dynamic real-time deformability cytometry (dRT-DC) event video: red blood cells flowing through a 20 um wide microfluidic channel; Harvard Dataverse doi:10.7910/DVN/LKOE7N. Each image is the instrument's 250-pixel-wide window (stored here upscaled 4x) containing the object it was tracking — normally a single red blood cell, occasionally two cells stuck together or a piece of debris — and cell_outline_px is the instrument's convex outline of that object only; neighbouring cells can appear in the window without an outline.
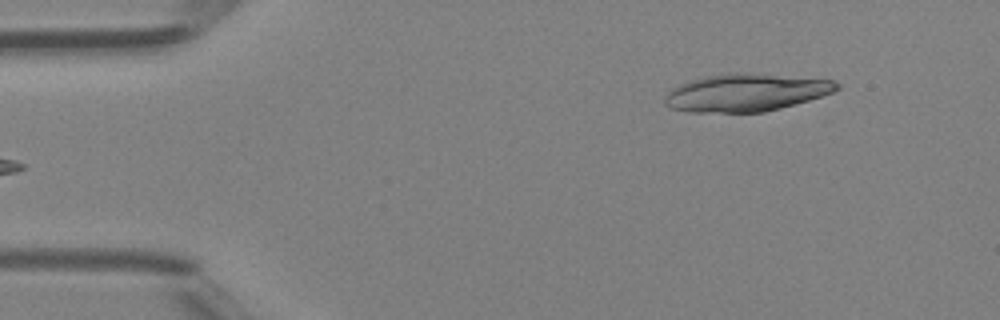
{"species": "Egyptian fruit bat (a non-hibernating species)", "species_latin": "Rousettus aegyptiacus", "temperature_condition": "room temperature", "stored_images_in_passage": 8, "camera_frame_rate_fps": 3000, "um_per_image_px": 0.085, "animal": {"sex": "female"}, "frame": {"image": 1, "passage_image": 2, "time_ms": 0.333, "image_size_px": [1000, 320], "cell_outline_px": [[840, 88], [832, 92], [808, 100], [780, 108], [764, 112], [688, 112], [672, 108], [664, 104], [664, 100], [668, 92], [672, 88], [680, 84], [692, 80], [708, 76], [728, 72], [748, 72], [832, 80], [840, 84]], "centroid_in_image_um": [63.39, 7.86], "position_along_channel_um": 21.6, "area_um2": 37.51}}